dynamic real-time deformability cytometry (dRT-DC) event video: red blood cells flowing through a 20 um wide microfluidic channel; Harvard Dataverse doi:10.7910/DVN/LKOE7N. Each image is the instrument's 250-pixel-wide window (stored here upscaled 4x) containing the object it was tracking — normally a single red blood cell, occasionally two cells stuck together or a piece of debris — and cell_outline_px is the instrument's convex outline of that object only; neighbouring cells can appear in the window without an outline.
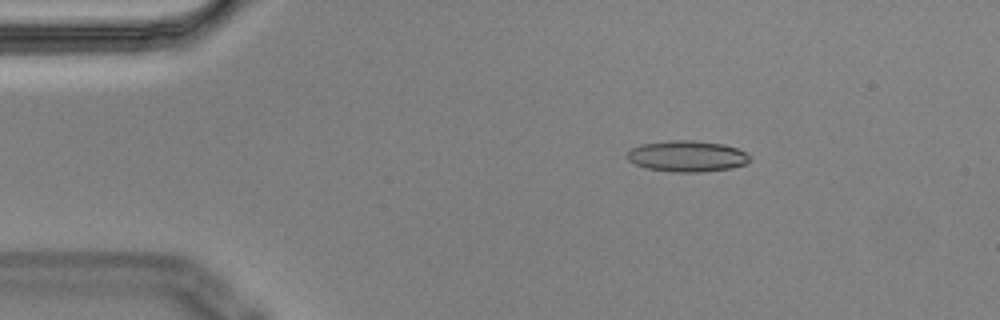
{"species": "Egyptian fruit bat (a non-hibernating species)", "species_latin": "Rousettus aegyptiacus", "temperature_condition": "cold", "stored_images_in_passage": 4, "camera_frame_rate_fps": 3000, "um_per_image_px": 0.085, "animal": {"sex": "male"}, "frame": {"image": 1, "passage_image": 2, "time_ms": 0.333, "image_size_px": [1000, 320], "cell_outline_px": [[748, 160], [744, 164], [732, 168], [700, 172], [672, 172], [644, 168], [628, 160], [624, 156], [632, 148], [640, 144], [668, 140], [692, 140], [724, 144], [736, 148], [744, 152], [748, 156]], "centroid_in_image_um": [58.33, 13.27], "position_along_channel_um": 26.7, "area_um2": 22.25}}
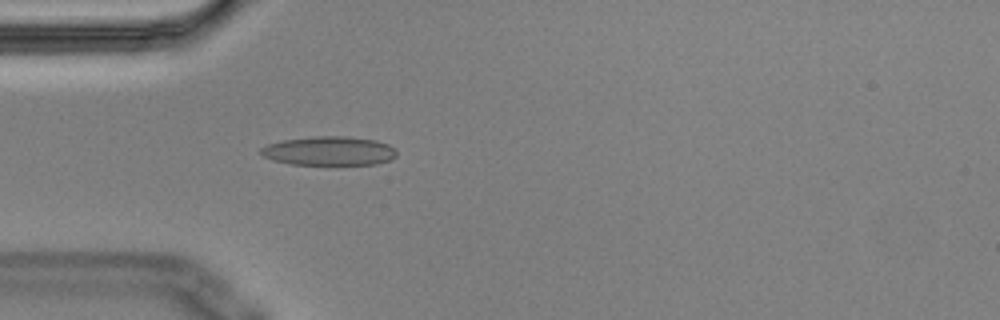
{"frame": {"image": 2, "passage_image": 4, "time_ms": 1.0, "image_size_px": [1000, 320], "cell_outline_px": [[396, 156], [388, 160], [376, 164], [292, 164], [272, 160], [264, 156], [260, 152], [260, 148], [268, 144], [284, 140], [316, 136], [348, 136], [376, 140], [388, 144], [396, 148]], "centroid_in_image_um": [27.99, 12.82], "position_along_channel_um": 57.0, "area_um2": 22.83}}